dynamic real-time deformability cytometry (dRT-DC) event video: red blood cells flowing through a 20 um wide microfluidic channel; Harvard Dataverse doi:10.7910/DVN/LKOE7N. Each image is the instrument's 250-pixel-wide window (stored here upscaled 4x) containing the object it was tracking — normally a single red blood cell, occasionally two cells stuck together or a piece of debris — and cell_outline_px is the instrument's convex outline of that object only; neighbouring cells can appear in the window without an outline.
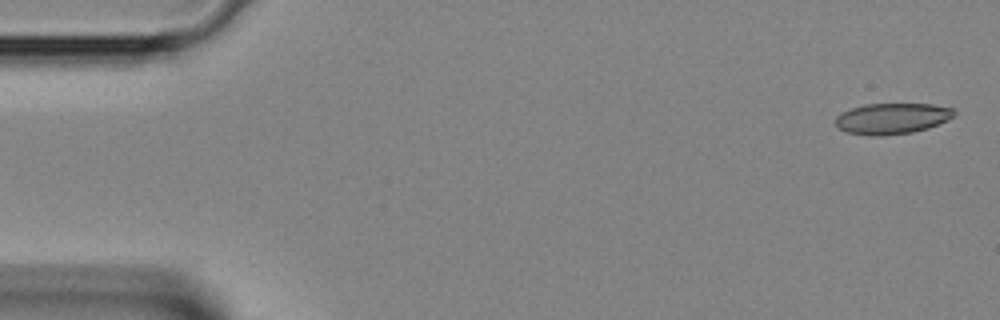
{"species": "Egyptian fruit bat (a non-hibernating species)", "species_latin": "Rousettus aegyptiacus", "temperature_condition": "room temperature", "stored_images_in_passage": 5, "camera_frame_rate_fps": 3000, "um_per_image_px": 0.085, "animal": {"sex": "female"}, "frame": {"image": 1, "passage_image": 1, "time_ms": 0.0, "image_size_px": [1000, 320], "cell_outline_px": [[956, 112], [948, 120], [928, 128], [912, 132], [880, 136], [872, 136], [844, 132], [836, 124], [836, 116], [840, 112], [864, 104], [932, 104], [956, 108]], "centroid_in_image_um": [75.83, 10.07], "position_along_channel_um": 9.2, "area_um2": 21.5}}
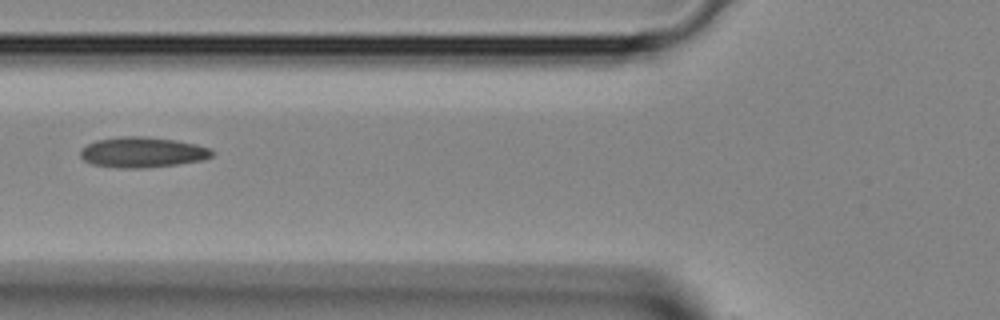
{"frame": {"image": 2, "passage_image": 5, "time_ms": 1.333, "image_size_px": [1000, 320], "cell_outline_px": [[216, 152], [212, 156], [204, 160], [176, 164], [140, 168], [120, 168], [92, 164], [84, 160], [80, 156], [80, 148], [96, 140], [120, 136], [140, 136], [176, 140], [196, 144], [212, 148]], "centroid_in_image_um": [12.12, 12.94], "position_along_channel_um": 113.7, "area_um2": 23.47}}